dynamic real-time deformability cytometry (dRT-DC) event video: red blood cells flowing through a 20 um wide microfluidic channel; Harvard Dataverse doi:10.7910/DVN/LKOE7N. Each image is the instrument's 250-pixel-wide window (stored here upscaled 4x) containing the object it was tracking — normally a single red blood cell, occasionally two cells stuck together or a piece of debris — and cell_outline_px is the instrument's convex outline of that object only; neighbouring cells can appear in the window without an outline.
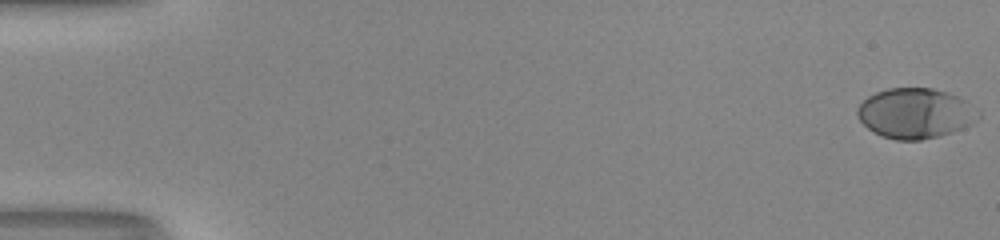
{"species": "human", "species_latin": "Homo sapiens", "temperature_condition": "room temperature", "stored_images_in_passage": 52, "camera_frame_rate_fps": 3000, "um_per_image_px": 0.085, "donor": {"sex": "male"}, "frame": {"image": 1, "passage_image": 1, "time_ms": 0.0, "image_size_px": [1000, 240], "cell_outline_px": [[980, 116], [972, 124], [952, 132], [940, 136], [920, 140], [896, 140], [880, 136], [868, 128], [860, 120], [856, 112], [856, 108], [868, 96], [876, 92], [888, 88], [932, 88], [948, 92], [964, 100], [980, 112]], "centroid_in_image_um": [77.79, 9.63], "position_along_channel_um": 7.2, "area_um2": 35.37}}
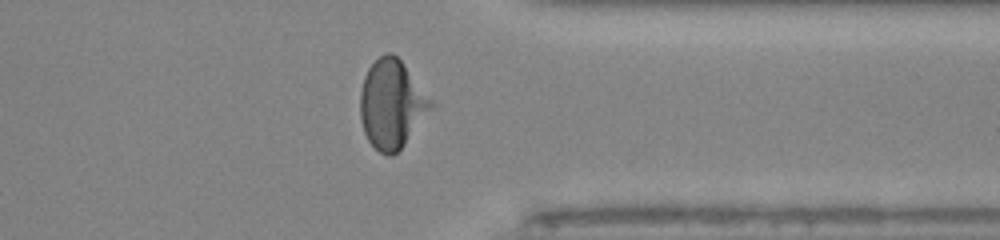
{"frame": {"image": 2, "passage_image": 42, "time_ms": 13.667, "image_size_px": [1000, 240], "cell_outline_px": [[432, 108], [404, 144], [392, 156], [388, 156], [380, 152], [368, 140], [364, 132], [360, 120], [360, 92], [364, 76], [368, 68], [384, 52], [392, 52], [400, 60], [432, 100]], "centroid_in_image_um": [33.26, 8.84], "position_along_channel_um": 378.1, "area_um2": 35.95}}
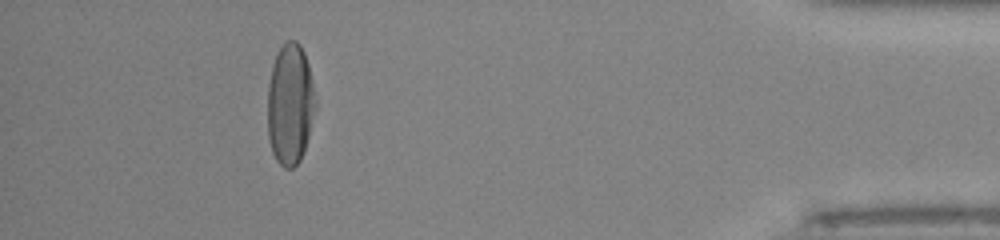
{"frame": {"image": 3, "passage_image": 48, "time_ms": 15.667, "image_size_px": [1000, 240], "cell_outline_px": [[316, 108], [308, 136], [300, 160], [292, 168], [284, 168], [276, 160], [272, 152], [268, 140], [268, 84], [272, 64], [280, 48], [288, 40], [296, 40], [300, 44], [304, 52], [308, 64], [316, 100]], "centroid_in_image_um": [24.65, 8.86], "position_along_channel_um": 410.6, "area_um2": 33.76}, "authors_computed_cell_mechanics": {"area_um2": 34.5933, "velocity_mm_per_s": 4.1251, "shape_relaxation_time_tau1_ms": 3.2318, "shape_relaxation_time_tau2_ms": null, "deformation_change_tau1": 0.2151, "deformation_change_tau2": null}}